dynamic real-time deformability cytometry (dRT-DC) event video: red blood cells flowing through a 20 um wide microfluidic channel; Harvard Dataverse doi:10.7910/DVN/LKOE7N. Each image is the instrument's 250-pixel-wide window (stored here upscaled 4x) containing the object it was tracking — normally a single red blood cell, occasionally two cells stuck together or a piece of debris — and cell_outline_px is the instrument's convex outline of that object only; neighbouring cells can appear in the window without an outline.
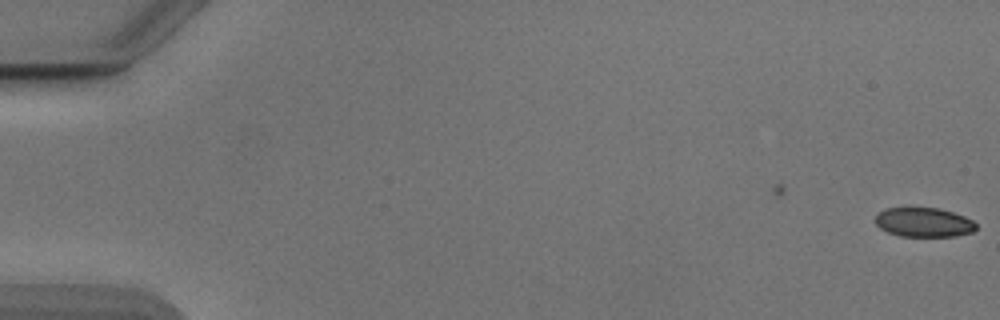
{"species": "Egyptian fruit bat (a non-hibernating species)", "species_latin": "Rousettus aegyptiacus", "temperature_condition": "cold", "stored_images_in_passage": 5, "camera_frame_rate_fps": 3000, "um_per_image_px": 0.085, "animal": {"sex": "male"}, "frame": {"image": 1, "passage_image": 5, "time_ms": 1.333, "image_size_px": [1000, 320], "cell_outline_px": [[976, 228], [972, 232], [956, 236], [900, 236], [888, 232], [880, 228], [876, 224], [876, 212], [884, 208], [912, 204], [940, 208], [964, 216], [972, 220], [976, 224]], "centroid_in_image_um": [78.46, 18.83], "position_along_channel_um": 6.5, "area_um2": 18.03}}